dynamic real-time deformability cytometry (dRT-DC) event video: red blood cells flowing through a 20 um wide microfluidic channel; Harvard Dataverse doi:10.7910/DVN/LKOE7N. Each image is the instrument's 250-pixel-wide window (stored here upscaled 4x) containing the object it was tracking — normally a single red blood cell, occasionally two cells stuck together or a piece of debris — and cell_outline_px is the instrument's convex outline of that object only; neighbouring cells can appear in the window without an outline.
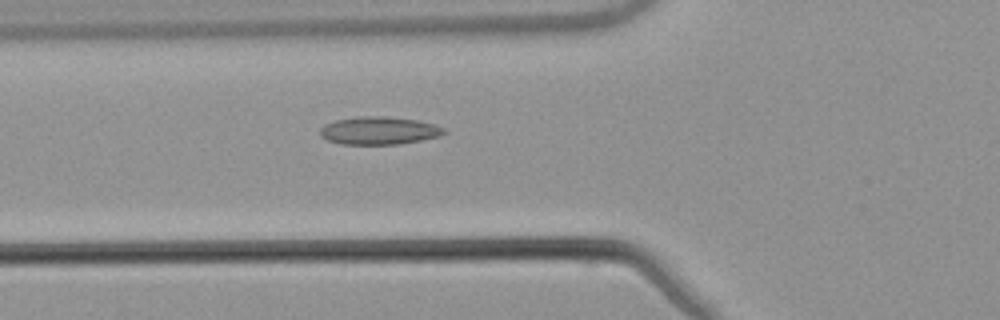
{"species": "common noctule bat (a hibernating species)", "species_latin": "Nyctalus noctula", "temperature_condition": "warm", "stored_images_in_passage": 54, "camera_frame_rate_fps": 3000, "um_per_image_px": 0.085, "animal": {"sex": "male", "body_mass_g": 21.5, "forearm_length_mm": 52.0}, "frame": {"image": 1, "passage_image": 20, "time_ms": 6.333, "image_size_px": [1000, 320], "cell_outline_px": [[448, 132], [440, 136], [400, 144], [340, 144], [328, 140], [320, 136], [320, 128], [324, 124], [336, 120], [360, 116], [384, 116], [420, 120], [436, 124], [444, 128]], "centroid_in_image_um": [32.24, 11.09], "position_along_channel_um": 93.6, "area_um2": 20.29}}
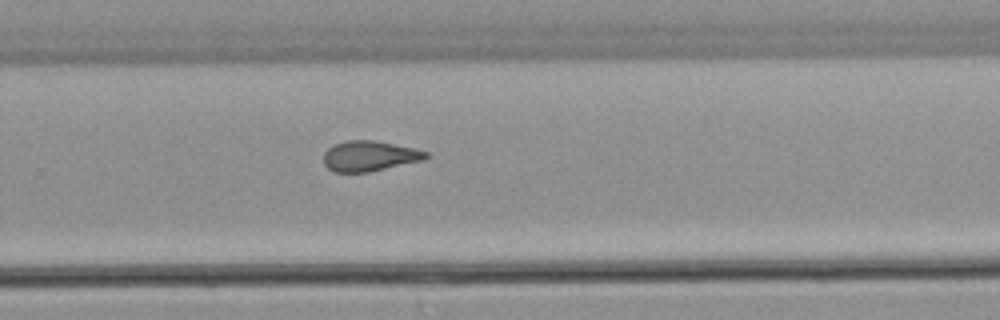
{"frame": {"image": 2, "passage_image": 36, "time_ms": 11.667, "image_size_px": [1000, 320], "cell_outline_px": [[428, 156], [424, 160], [368, 172], [332, 172], [324, 164], [324, 152], [328, 148], [344, 140], [372, 140], [416, 148], [428, 152]], "centroid_in_image_um": [31.4, 13.26], "position_along_channel_um": 298.4, "area_um2": 18.09}}
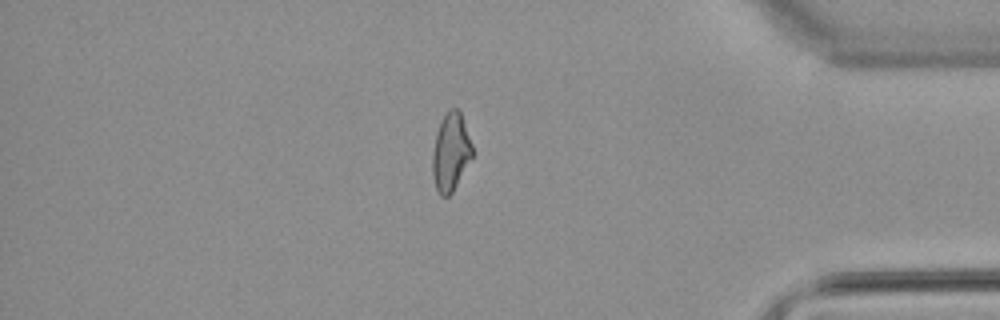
{"frame": {"image": 3, "passage_image": 46, "time_ms": 15.0, "image_size_px": [1000, 320], "cell_outline_px": [[472, 156], [452, 192], [448, 196], [440, 196], [436, 188], [432, 176], [432, 152], [436, 132], [440, 120], [452, 108], [460, 108], [472, 144]], "centroid_in_image_um": [38.29, 12.9], "position_along_channel_um": 396.9, "area_um2": 18.09}, "authors_computed_cell_mechanics": {"area_um2": 18.8139, "velocity_mm_per_s": 3.8408, "shape_relaxation_time_tau1_ms": null, "shape_relaxation_time_tau2_ms": 2.2805, "deformation_change_tau1": null, "deformation_change_tau2": 0.0921}}